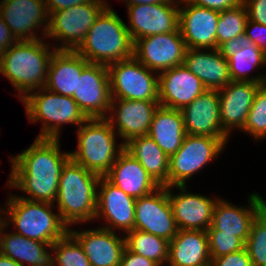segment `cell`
<instances>
[{
    "mask_svg": "<svg viewBox=\"0 0 266 266\" xmlns=\"http://www.w3.org/2000/svg\"><path fill=\"white\" fill-rule=\"evenodd\" d=\"M60 140L35 137L28 148L10 155L11 169L5 185L8 191L18 189L23 195L17 197L55 204L61 171L70 159V151L61 149Z\"/></svg>",
    "mask_w": 266,
    "mask_h": 266,
    "instance_id": "obj_1",
    "label": "cell"
},
{
    "mask_svg": "<svg viewBox=\"0 0 266 266\" xmlns=\"http://www.w3.org/2000/svg\"><path fill=\"white\" fill-rule=\"evenodd\" d=\"M46 41V38L17 41L0 54V75L12 84L20 101L29 93L45 88L49 62L56 50Z\"/></svg>",
    "mask_w": 266,
    "mask_h": 266,
    "instance_id": "obj_2",
    "label": "cell"
},
{
    "mask_svg": "<svg viewBox=\"0 0 266 266\" xmlns=\"http://www.w3.org/2000/svg\"><path fill=\"white\" fill-rule=\"evenodd\" d=\"M100 176L71 158L64 164L55 203L63 223L68 227L94 224L97 184Z\"/></svg>",
    "mask_w": 266,
    "mask_h": 266,
    "instance_id": "obj_3",
    "label": "cell"
},
{
    "mask_svg": "<svg viewBox=\"0 0 266 266\" xmlns=\"http://www.w3.org/2000/svg\"><path fill=\"white\" fill-rule=\"evenodd\" d=\"M8 193L2 205V222L8 228H15V233L52 245L69 231L55 210V204L30 201Z\"/></svg>",
    "mask_w": 266,
    "mask_h": 266,
    "instance_id": "obj_4",
    "label": "cell"
},
{
    "mask_svg": "<svg viewBox=\"0 0 266 266\" xmlns=\"http://www.w3.org/2000/svg\"><path fill=\"white\" fill-rule=\"evenodd\" d=\"M134 43L126 23L109 4L76 49L89 63L110 65L133 57Z\"/></svg>",
    "mask_w": 266,
    "mask_h": 266,
    "instance_id": "obj_5",
    "label": "cell"
},
{
    "mask_svg": "<svg viewBox=\"0 0 266 266\" xmlns=\"http://www.w3.org/2000/svg\"><path fill=\"white\" fill-rule=\"evenodd\" d=\"M77 147L70 158L85 169L104 177L125 148L105 118L88 119L75 131Z\"/></svg>",
    "mask_w": 266,
    "mask_h": 266,
    "instance_id": "obj_6",
    "label": "cell"
},
{
    "mask_svg": "<svg viewBox=\"0 0 266 266\" xmlns=\"http://www.w3.org/2000/svg\"><path fill=\"white\" fill-rule=\"evenodd\" d=\"M21 102L29 123L41 124L36 138H61L63 126L70 124L78 129L89 119L72 97L46 88L29 93Z\"/></svg>",
    "mask_w": 266,
    "mask_h": 266,
    "instance_id": "obj_7",
    "label": "cell"
},
{
    "mask_svg": "<svg viewBox=\"0 0 266 266\" xmlns=\"http://www.w3.org/2000/svg\"><path fill=\"white\" fill-rule=\"evenodd\" d=\"M229 137L186 134L179 150L169 157V186H187L196 173L216 161L226 149Z\"/></svg>",
    "mask_w": 266,
    "mask_h": 266,
    "instance_id": "obj_8",
    "label": "cell"
},
{
    "mask_svg": "<svg viewBox=\"0 0 266 266\" xmlns=\"http://www.w3.org/2000/svg\"><path fill=\"white\" fill-rule=\"evenodd\" d=\"M109 5L108 0H93L68 9L51 12L45 38L56 50H76L100 13Z\"/></svg>",
    "mask_w": 266,
    "mask_h": 266,
    "instance_id": "obj_9",
    "label": "cell"
},
{
    "mask_svg": "<svg viewBox=\"0 0 266 266\" xmlns=\"http://www.w3.org/2000/svg\"><path fill=\"white\" fill-rule=\"evenodd\" d=\"M107 68L112 99L159 101V74L134 56Z\"/></svg>",
    "mask_w": 266,
    "mask_h": 266,
    "instance_id": "obj_10",
    "label": "cell"
},
{
    "mask_svg": "<svg viewBox=\"0 0 266 266\" xmlns=\"http://www.w3.org/2000/svg\"><path fill=\"white\" fill-rule=\"evenodd\" d=\"M135 203V198L124 193L105 177H100L94 222L102 221L100 227L125 235L134 229Z\"/></svg>",
    "mask_w": 266,
    "mask_h": 266,
    "instance_id": "obj_11",
    "label": "cell"
},
{
    "mask_svg": "<svg viewBox=\"0 0 266 266\" xmlns=\"http://www.w3.org/2000/svg\"><path fill=\"white\" fill-rule=\"evenodd\" d=\"M186 44L180 29L171 33L154 34L134 42L133 56L148 69L161 73L182 65Z\"/></svg>",
    "mask_w": 266,
    "mask_h": 266,
    "instance_id": "obj_12",
    "label": "cell"
},
{
    "mask_svg": "<svg viewBox=\"0 0 266 266\" xmlns=\"http://www.w3.org/2000/svg\"><path fill=\"white\" fill-rule=\"evenodd\" d=\"M72 98L89 119L106 118L112 100L107 66L88 63L77 76Z\"/></svg>",
    "mask_w": 266,
    "mask_h": 266,
    "instance_id": "obj_13",
    "label": "cell"
},
{
    "mask_svg": "<svg viewBox=\"0 0 266 266\" xmlns=\"http://www.w3.org/2000/svg\"><path fill=\"white\" fill-rule=\"evenodd\" d=\"M180 3L169 0L158 4L126 6L132 42L154 34L171 33L179 29Z\"/></svg>",
    "mask_w": 266,
    "mask_h": 266,
    "instance_id": "obj_14",
    "label": "cell"
},
{
    "mask_svg": "<svg viewBox=\"0 0 266 266\" xmlns=\"http://www.w3.org/2000/svg\"><path fill=\"white\" fill-rule=\"evenodd\" d=\"M0 16L17 41L45 38L49 26L45 0H6L0 7Z\"/></svg>",
    "mask_w": 266,
    "mask_h": 266,
    "instance_id": "obj_15",
    "label": "cell"
},
{
    "mask_svg": "<svg viewBox=\"0 0 266 266\" xmlns=\"http://www.w3.org/2000/svg\"><path fill=\"white\" fill-rule=\"evenodd\" d=\"M247 200V206L234 205L221 196L214 206L212 223L207 233L232 234L245 243L253 220L266 207V199L256 191L249 193Z\"/></svg>",
    "mask_w": 266,
    "mask_h": 266,
    "instance_id": "obj_16",
    "label": "cell"
},
{
    "mask_svg": "<svg viewBox=\"0 0 266 266\" xmlns=\"http://www.w3.org/2000/svg\"><path fill=\"white\" fill-rule=\"evenodd\" d=\"M134 229L171 241L179 231L168 198V187L136 199Z\"/></svg>",
    "mask_w": 266,
    "mask_h": 266,
    "instance_id": "obj_17",
    "label": "cell"
},
{
    "mask_svg": "<svg viewBox=\"0 0 266 266\" xmlns=\"http://www.w3.org/2000/svg\"><path fill=\"white\" fill-rule=\"evenodd\" d=\"M188 188V185L168 187V198L178 229L207 231L212 223L214 206L221 196L192 193Z\"/></svg>",
    "mask_w": 266,
    "mask_h": 266,
    "instance_id": "obj_18",
    "label": "cell"
},
{
    "mask_svg": "<svg viewBox=\"0 0 266 266\" xmlns=\"http://www.w3.org/2000/svg\"><path fill=\"white\" fill-rule=\"evenodd\" d=\"M159 101L112 99L105 118L124 145L132 138L148 134Z\"/></svg>",
    "mask_w": 266,
    "mask_h": 266,
    "instance_id": "obj_19",
    "label": "cell"
},
{
    "mask_svg": "<svg viewBox=\"0 0 266 266\" xmlns=\"http://www.w3.org/2000/svg\"><path fill=\"white\" fill-rule=\"evenodd\" d=\"M219 14L189 0L180 3L179 29L187 49H216Z\"/></svg>",
    "mask_w": 266,
    "mask_h": 266,
    "instance_id": "obj_20",
    "label": "cell"
},
{
    "mask_svg": "<svg viewBox=\"0 0 266 266\" xmlns=\"http://www.w3.org/2000/svg\"><path fill=\"white\" fill-rule=\"evenodd\" d=\"M262 84L249 81H231L218 90L220 121L223 131L230 136L241 131L247 120L254 98Z\"/></svg>",
    "mask_w": 266,
    "mask_h": 266,
    "instance_id": "obj_21",
    "label": "cell"
},
{
    "mask_svg": "<svg viewBox=\"0 0 266 266\" xmlns=\"http://www.w3.org/2000/svg\"><path fill=\"white\" fill-rule=\"evenodd\" d=\"M73 228L70 227L69 232L81 244L91 266L120 265L125 248L124 234H117L118 232L100 226L82 230Z\"/></svg>",
    "mask_w": 266,
    "mask_h": 266,
    "instance_id": "obj_22",
    "label": "cell"
},
{
    "mask_svg": "<svg viewBox=\"0 0 266 266\" xmlns=\"http://www.w3.org/2000/svg\"><path fill=\"white\" fill-rule=\"evenodd\" d=\"M207 88L183 64L159 73L160 106L182 110Z\"/></svg>",
    "mask_w": 266,
    "mask_h": 266,
    "instance_id": "obj_23",
    "label": "cell"
},
{
    "mask_svg": "<svg viewBox=\"0 0 266 266\" xmlns=\"http://www.w3.org/2000/svg\"><path fill=\"white\" fill-rule=\"evenodd\" d=\"M186 134L229 137L222 129L218 90L200 94L193 102L181 110Z\"/></svg>",
    "mask_w": 266,
    "mask_h": 266,
    "instance_id": "obj_24",
    "label": "cell"
},
{
    "mask_svg": "<svg viewBox=\"0 0 266 266\" xmlns=\"http://www.w3.org/2000/svg\"><path fill=\"white\" fill-rule=\"evenodd\" d=\"M104 177L135 199L147 196L161 187L125 148Z\"/></svg>",
    "mask_w": 266,
    "mask_h": 266,
    "instance_id": "obj_25",
    "label": "cell"
},
{
    "mask_svg": "<svg viewBox=\"0 0 266 266\" xmlns=\"http://www.w3.org/2000/svg\"><path fill=\"white\" fill-rule=\"evenodd\" d=\"M0 222V253L21 266H53L52 245L28 239ZM8 231V232H7Z\"/></svg>",
    "mask_w": 266,
    "mask_h": 266,
    "instance_id": "obj_26",
    "label": "cell"
},
{
    "mask_svg": "<svg viewBox=\"0 0 266 266\" xmlns=\"http://www.w3.org/2000/svg\"><path fill=\"white\" fill-rule=\"evenodd\" d=\"M183 65L209 90H220L232 81L228 60L218 49H187Z\"/></svg>",
    "mask_w": 266,
    "mask_h": 266,
    "instance_id": "obj_27",
    "label": "cell"
},
{
    "mask_svg": "<svg viewBox=\"0 0 266 266\" xmlns=\"http://www.w3.org/2000/svg\"><path fill=\"white\" fill-rule=\"evenodd\" d=\"M88 63L76 50H55L49 62L45 88L72 97L76 91L77 76Z\"/></svg>",
    "mask_w": 266,
    "mask_h": 266,
    "instance_id": "obj_28",
    "label": "cell"
},
{
    "mask_svg": "<svg viewBox=\"0 0 266 266\" xmlns=\"http://www.w3.org/2000/svg\"><path fill=\"white\" fill-rule=\"evenodd\" d=\"M166 266H211L207 231L179 230L169 242Z\"/></svg>",
    "mask_w": 266,
    "mask_h": 266,
    "instance_id": "obj_29",
    "label": "cell"
},
{
    "mask_svg": "<svg viewBox=\"0 0 266 266\" xmlns=\"http://www.w3.org/2000/svg\"><path fill=\"white\" fill-rule=\"evenodd\" d=\"M167 156L175 154L186 136L181 110L159 106L147 134Z\"/></svg>",
    "mask_w": 266,
    "mask_h": 266,
    "instance_id": "obj_30",
    "label": "cell"
},
{
    "mask_svg": "<svg viewBox=\"0 0 266 266\" xmlns=\"http://www.w3.org/2000/svg\"><path fill=\"white\" fill-rule=\"evenodd\" d=\"M131 153L160 185L169 187V156L148 135L132 138L125 144Z\"/></svg>",
    "mask_w": 266,
    "mask_h": 266,
    "instance_id": "obj_31",
    "label": "cell"
},
{
    "mask_svg": "<svg viewBox=\"0 0 266 266\" xmlns=\"http://www.w3.org/2000/svg\"><path fill=\"white\" fill-rule=\"evenodd\" d=\"M266 54L258 47L242 49L228 59L229 75L232 81L266 83ZM257 72V75L252 72ZM261 70V71H260ZM263 72V73H262ZM256 75V76H255Z\"/></svg>",
    "mask_w": 266,
    "mask_h": 266,
    "instance_id": "obj_32",
    "label": "cell"
},
{
    "mask_svg": "<svg viewBox=\"0 0 266 266\" xmlns=\"http://www.w3.org/2000/svg\"><path fill=\"white\" fill-rule=\"evenodd\" d=\"M125 247L136 254L166 266L168 262L169 241L148 232L133 229L125 235Z\"/></svg>",
    "mask_w": 266,
    "mask_h": 266,
    "instance_id": "obj_33",
    "label": "cell"
},
{
    "mask_svg": "<svg viewBox=\"0 0 266 266\" xmlns=\"http://www.w3.org/2000/svg\"><path fill=\"white\" fill-rule=\"evenodd\" d=\"M247 20V8L243 3L237 7L220 11L216 32V49L226 41L243 35Z\"/></svg>",
    "mask_w": 266,
    "mask_h": 266,
    "instance_id": "obj_34",
    "label": "cell"
},
{
    "mask_svg": "<svg viewBox=\"0 0 266 266\" xmlns=\"http://www.w3.org/2000/svg\"><path fill=\"white\" fill-rule=\"evenodd\" d=\"M53 266H91L81 244L68 231L52 244Z\"/></svg>",
    "mask_w": 266,
    "mask_h": 266,
    "instance_id": "obj_35",
    "label": "cell"
},
{
    "mask_svg": "<svg viewBox=\"0 0 266 266\" xmlns=\"http://www.w3.org/2000/svg\"><path fill=\"white\" fill-rule=\"evenodd\" d=\"M240 132L251 136L256 143L266 139V83L259 87L244 128Z\"/></svg>",
    "mask_w": 266,
    "mask_h": 266,
    "instance_id": "obj_36",
    "label": "cell"
},
{
    "mask_svg": "<svg viewBox=\"0 0 266 266\" xmlns=\"http://www.w3.org/2000/svg\"><path fill=\"white\" fill-rule=\"evenodd\" d=\"M245 248L253 266H266V207L253 220Z\"/></svg>",
    "mask_w": 266,
    "mask_h": 266,
    "instance_id": "obj_37",
    "label": "cell"
},
{
    "mask_svg": "<svg viewBox=\"0 0 266 266\" xmlns=\"http://www.w3.org/2000/svg\"><path fill=\"white\" fill-rule=\"evenodd\" d=\"M211 260L245 248V243L228 233H207Z\"/></svg>",
    "mask_w": 266,
    "mask_h": 266,
    "instance_id": "obj_38",
    "label": "cell"
},
{
    "mask_svg": "<svg viewBox=\"0 0 266 266\" xmlns=\"http://www.w3.org/2000/svg\"><path fill=\"white\" fill-rule=\"evenodd\" d=\"M211 266H253L246 248L211 260Z\"/></svg>",
    "mask_w": 266,
    "mask_h": 266,
    "instance_id": "obj_39",
    "label": "cell"
},
{
    "mask_svg": "<svg viewBox=\"0 0 266 266\" xmlns=\"http://www.w3.org/2000/svg\"><path fill=\"white\" fill-rule=\"evenodd\" d=\"M258 47L245 34L232 38L218 47L221 55L228 60L235 53L245 48Z\"/></svg>",
    "mask_w": 266,
    "mask_h": 266,
    "instance_id": "obj_40",
    "label": "cell"
},
{
    "mask_svg": "<svg viewBox=\"0 0 266 266\" xmlns=\"http://www.w3.org/2000/svg\"><path fill=\"white\" fill-rule=\"evenodd\" d=\"M244 34L266 54V25L248 19Z\"/></svg>",
    "mask_w": 266,
    "mask_h": 266,
    "instance_id": "obj_41",
    "label": "cell"
},
{
    "mask_svg": "<svg viewBox=\"0 0 266 266\" xmlns=\"http://www.w3.org/2000/svg\"><path fill=\"white\" fill-rule=\"evenodd\" d=\"M248 19L266 25V0H243Z\"/></svg>",
    "mask_w": 266,
    "mask_h": 266,
    "instance_id": "obj_42",
    "label": "cell"
},
{
    "mask_svg": "<svg viewBox=\"0 0 266 266\" xmlns=\"http://www.w3.org/2000/svg\"><path fill=\"white\" fill-rule=\"evenodd\" d=\"M189 1L197 6L216 10L219 12L237 7L243 3V0H189Z\"/></svg>",
    "mask_w": 266,
    "mask_h": 266,
    "instance_id": "obj_43",
    "label": "cell"
},
{
    "mask_svg": "<svg viewBox=\"0 0 266 266\" xmlns=\"http://www.w3.org/2000/svg\"><path fill=\"white\" fill-rule=\"evenodd\" d=\"M119 266H158L155 262L129 251L126 247L123 250Z\"/></svg>",
    "mask_w": 266,
    "mask_h": 266,
    "instance_id": "obj_44",
    "label": "cell"
},
{
    "mask_svg": "<svg viewBox=\"0 0 266 266\" xmlns=\"http://www.w3.org/2000/svg\"><path fill=\"white\" fill-rule=\"evenodd\" d=\"M16 42L17 40L12 35L10 28L5 24L3 18L0 16V54L8 50Z\"/></svg>",
    "mask_w": 266,
    "mask_h": 266,
    "instance_id": "obj_45",
    "label": "cell"
},
{
    "mask_svg": "<svg viewBox=\"0 0 266 266\" xmlns=\"http://www.w3.org/2000/svg\"><path fill=\"white\" fill-rule=\"evenodd\" d=\"M93 0H45L47 11L51 12L68 9L71 6L92 2Z\"/></svg>",
    "mask_w": 266,
    "mask_h": 266,
    "instance_id": "obj_46",
    "label": "cell"
},
{
    "mask_svg": "<svg viewBox=\"0 0 266 266\" xmlns=\"http://www.w3.org/2000/svg\"><path fill=\"white\" fill-rule=\"evenodd\" d=\"M126 6L137 5V4H158L163 2H168L169 0H120Z\"/></svg>",
    "mask_w": 266,
    "mask_h": 266,
    "instance_id": "obj_47",
    "label": "cell"
},
{
    "mask_svg": "<svg viewBox=\"0 0 266 266\" xmlns=\"http://www.w3.org/2000/svg\"><path fill=\"white\" fill-rule=\"evenodd\" d=\"M0 266H21L11 258L0 253Z\"/></svg>",
    "mask_w": 266,
    "mask_h": 266,
    "instance_id": "obj_48",
    "label": "cell"
},
{
    "mask_svg": "<svg viewBox=\"0 0 266 266\" xmlns=\"http://www.w3.org/2000/svg\"><path fill=\"white\" fill-rule=\"evenodd\" d=\"M2 221V205L0 204V222Z\"/></svg>",
    "mask_w": 266,
    "mask_h": 266,
    "instance_id": "obj_49",
    "label": "cell"
},
{
    "mask_svg": "<svg viewBox=\"0 0 266 266\" xmlns=\"http://www.w3.org/2000/svg\"><path fill=\"white\" fill-rule=\"evenodd\" d=\"M172 1H175V2L181 3V2H184L185 0H172Z\"/></svg>",
    "mask_w": 266,
    "mask_h": 266,
    "instance_id": "obj_50",
    "label": "cell"
},
{
    "mask_svg": "<svg viewBox=\"0 0 266 266\" xmlns=\"http://www.w3.org/2000/svg\"><path fill=\"white\" fill-rule=\"evenodd\" d=\"M6 0H0V7L3 5V3L5 2Z\"/></svg>",
    "mask_w": 266,
    "mask_h": 266,
    "instance_id": "obj_51",
    "label": "cell"
}]
</instances>
